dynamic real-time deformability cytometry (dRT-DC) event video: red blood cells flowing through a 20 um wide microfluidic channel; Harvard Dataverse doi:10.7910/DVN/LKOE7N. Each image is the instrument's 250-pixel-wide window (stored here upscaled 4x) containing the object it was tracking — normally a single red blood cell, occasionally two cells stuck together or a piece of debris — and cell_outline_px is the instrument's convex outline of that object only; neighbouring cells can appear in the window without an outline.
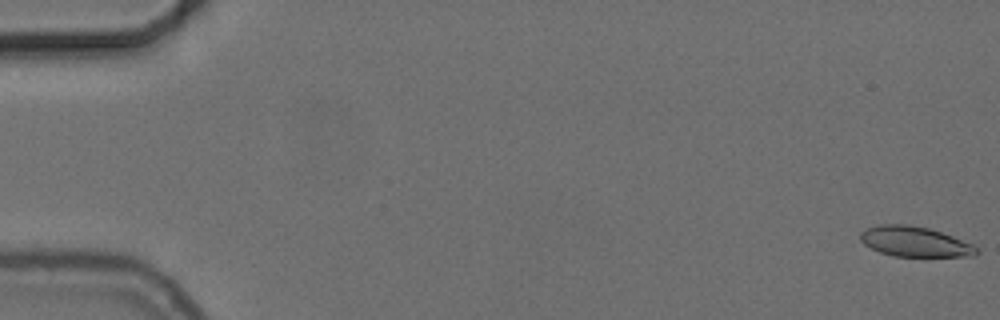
{"species": "common noctule bat (a hibernating species)", "species_latin": "Nyctalus noctula", "temperature_condition": "cold", "stored_images_in_passage": 17, "segment_of_instrument_passage": [1, 2], "camera_frame_rate_fps": 3000, "um_per_image_px": 0.085, "animal": {"sex": "female", "body_mass_g": 24.6, "forearm_length_mm": 56.2}, "frame": {"image": 1, "passage_image": 1, "time_ms": 0.0, "image_size_px": [1000, 320], "cell_outline_px": [[980, 252], [976, 256], [892, 256], [880, 252], [864, 244], [860, 240], [860, 232], [868, 228], [880, 224], [908, 224], [928, 228], [952, 236], [972, 244], [980, 248]], "centroid_in_image_um": [77.78, 20.54], "position_along_channel_um": 7.2, "area_um2": 20.4}}
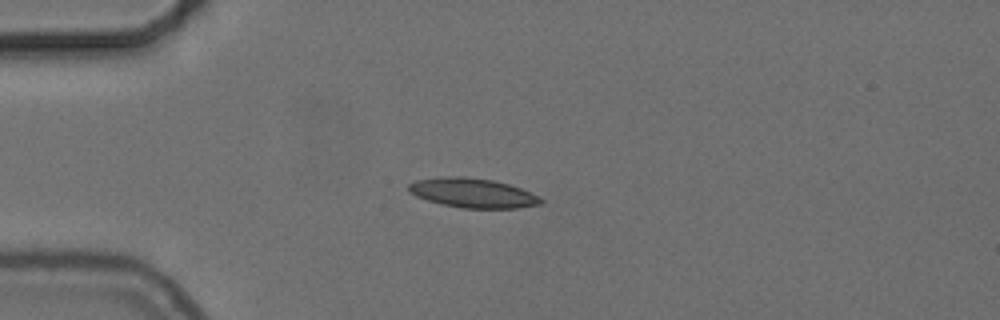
{"frame": {"image": 2, "passage_image": 15, "time_ms": 4.667, "image_size_px": [1000, 320], "cell_outline_px": [[544, 200], [540, 204], [516, 208], [460, 208], [428, 200], [416, 196], [408, 192], [408, 184], [416, 180], [448, 176], [464, 176], [492, 180], [508, 184], [520, 188]], "centroid_in_image_um": [40.14, 16.4], "position_along_channel_um": 44.9, "area_um2": 22.43}}